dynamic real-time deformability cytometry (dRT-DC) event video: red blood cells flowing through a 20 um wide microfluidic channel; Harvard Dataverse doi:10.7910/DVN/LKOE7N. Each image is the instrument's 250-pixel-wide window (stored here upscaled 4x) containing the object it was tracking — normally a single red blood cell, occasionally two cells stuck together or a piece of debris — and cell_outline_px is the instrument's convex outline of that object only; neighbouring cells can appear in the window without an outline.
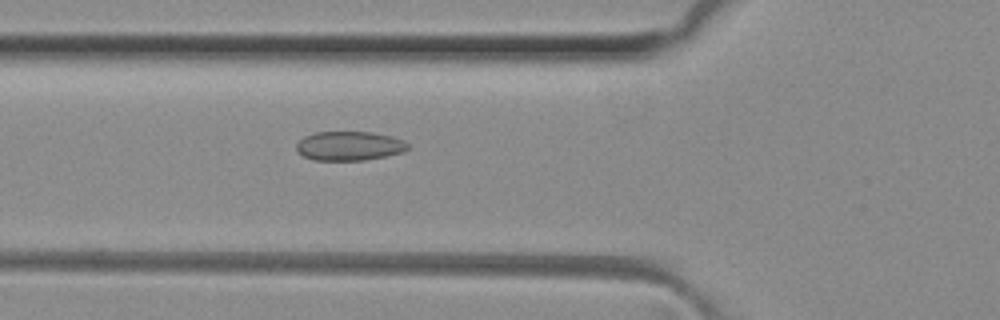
{"species": "common noctule bat (a hibernating species)", "species_latin": "Nyctalus noctula", "temperature_condition": "room temperature", "stored_images_in_passage": 50, "camera_frame_rate_fps": 3000, "um_per_image_px": 0.085, "animal": {"sex": "female", "body_mass_g": 29.2, "forearm_length_mm": 56.3}, "frame": {"image": 1, "passage_image": 18, "time_ms": 5.667, "image_size_px": [1000, 320], "cell_outline_px": [[408, 148], [400, 152], [384, 156], [364, 160], [312, 160], [304, 156], [296, 148], [296, 144], [304, 136], [316, 132], [372, 132], [392, 136], [404, 140], [408, 144]], "centroid_in_image_um": [29.68, 12.39], "position_along_channel_um": 96.1, "area_um2": 18.79}}
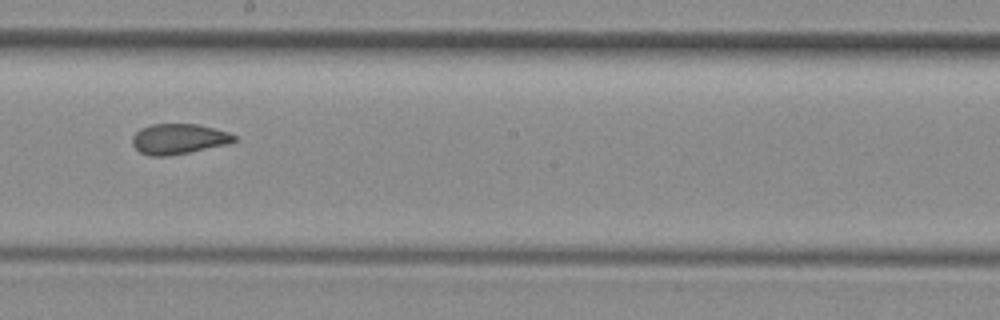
{"frame": {"image": 2, "passage_image": 28, "time_ms": 9.0, "image_size_px": [1000, 320], "cell_outline_px": [[236, 140], [228, 144], [168, 156], [152, 156], [140, 152], [132, 144], [132, 136], [140, 128], [152, 124], [200, 124], [228, 132], [236, 136]], "centroid_in_image_um": [15.17, 11.8], "position_along_channel_um": 233.0, "area_um2": 17.98}}
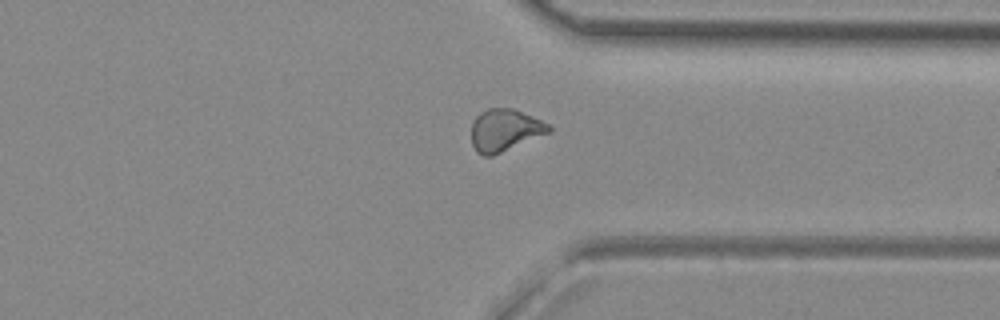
{"frame": {"image": 3, "passage_image": 38, "time_ms": 12.333, "image_size_px": [1000, 320], "cell_outline_px": [[552, 132], [492, 156], [484, 156], [476, 152], [472, 144], [472, 124], [476, 116], [480, 112], [488, 108], [512, 108], [540, 120], [548, 124], [552, 128]], "centroid_in_image_um": [42.91, 11.08], "position_along_channel_um": 368.5, "area_um2": 19.02}, "authors_computed_cell_mechanics": {"area_um2": 18.9873, "velocity_mm_per_s": 4.1061, "shape_relaxation_time_tau1_ms": null, "shape_relaxation_time_tau2_ms": 2.5244, "deformation_change_tau1": null, "deformation_change_tau2": 0.0694}}